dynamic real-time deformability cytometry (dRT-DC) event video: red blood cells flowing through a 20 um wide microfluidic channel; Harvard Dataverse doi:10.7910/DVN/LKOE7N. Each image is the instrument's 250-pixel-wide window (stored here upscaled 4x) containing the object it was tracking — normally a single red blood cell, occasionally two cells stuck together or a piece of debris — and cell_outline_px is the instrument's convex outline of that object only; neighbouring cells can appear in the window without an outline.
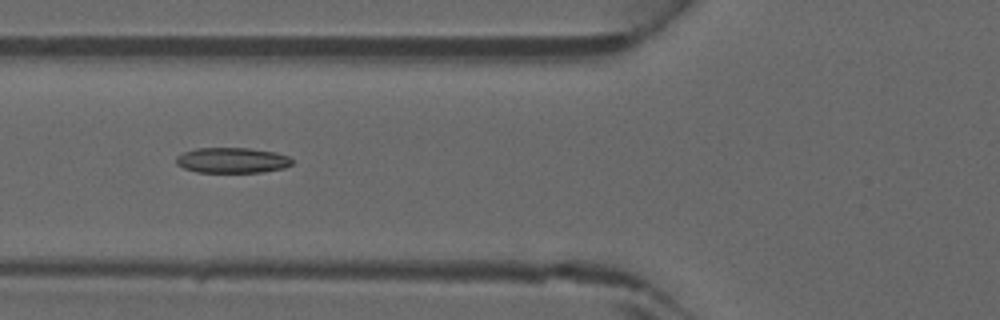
{"species": "common noctule bat (a hibernating species)", "species_latin": "Nyctalus noctula", "temperature_condition": "warm", "stored_images_in_passage": 40, "camera_frame_rate_fps": 3000, "um_per_image_px": 0.085, "animal": {"sex": "male", "forearm_length_mm": 52.5}, "frame": {"image": 1, "passage_image": 12, "time_ms": 3.667, "image_size_px": [1000, 320], "cell_outline_px": [[292, 164], [284, 168], [264, 172], [196, 172], [184, 168], [176, 164], [176, 156], [184, 152], [196, 148], [248, 148], [276, 152], [288, 156], [292, 160]], "centroid_in_image_um": [19.73, 13.62], "position_along_channel_um": 106.1, "area_um2": 17.22}}
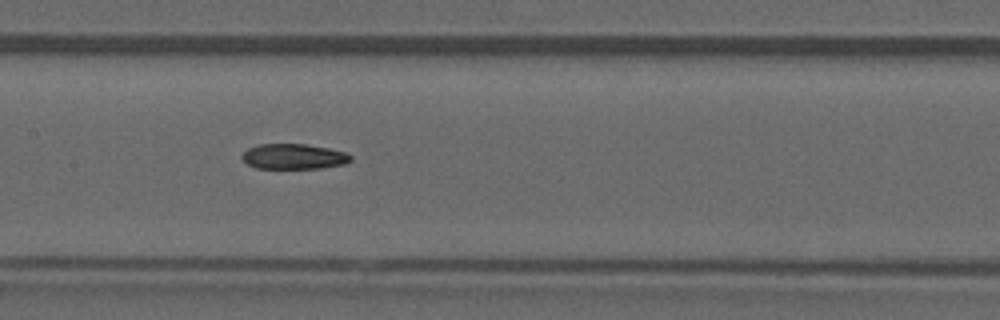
{"frame": {"image": 2, "passage_image": 17, "time_ms": 5.333, "image_size_px": [1000, 320], "cell_outline_px": [[352, 160], [344, 164], [320, 168], [256, 168], [248, 164], [240, 156], [248, 148], [256, 144], [304, 144], [328, 148], [348, 152], [352, 156]], "centroid_in_image_um": [24.98, 13.3], "position_along_channel_um": 182.4, "area_um2": 16.07}}
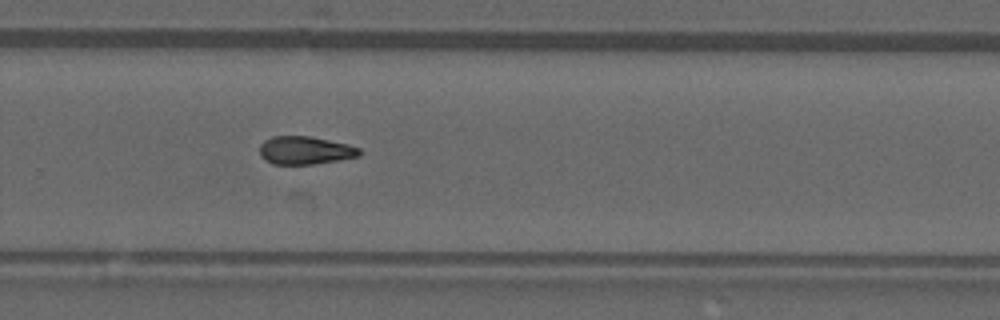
{"frame": {"image": 3, "passage_image": 25, "time_ms": 8.0, "image_size_px": [1000, 320], "cell_outline_px": [[360, 156], [340, 160], [312, 164], [272, 164], [264, 160], [260, 156], [260, 144], [264, 140], [272, 136], [308, 136], [348, 144], [360, 148]], "centroid_in_image_um": [25.91, 12.78], "position_along_channel_um": 303.9, "area_um2": 16.36}}